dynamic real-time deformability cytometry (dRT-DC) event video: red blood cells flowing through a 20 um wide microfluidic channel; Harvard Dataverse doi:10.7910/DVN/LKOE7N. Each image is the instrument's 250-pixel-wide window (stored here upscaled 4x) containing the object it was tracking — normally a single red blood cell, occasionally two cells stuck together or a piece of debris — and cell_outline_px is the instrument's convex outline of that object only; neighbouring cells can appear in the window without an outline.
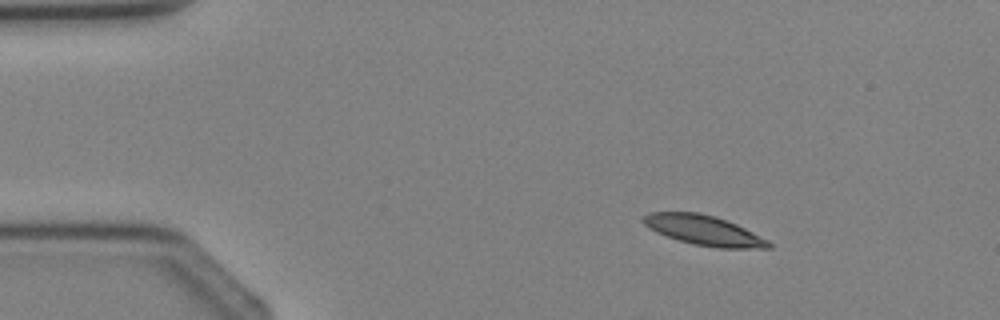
{"species": "Egyptian fruit bat (a non-hibernating species)", "species_latin": "Rousettus aegyptiacus", "temperature_condition": "cold", "stored_images_in_passage": 2, "camera_frame_rate_fps": 3000, "um_per_image_px": 0.085, "animal": {"sex": "female"}, "frame": {"image": 1, "passage_image": 1, "time_ms": 0.0, "image_size_px": [1000, 320], "cell_outline_px": [[772, 248], [716, 248], [696, 244], [680, 240], [656, 232], [644, 224], [640, 220], [648, 212], [700, 212], [736, 224], [768, 240], [772, 244]], "centroid_in_image_um": [59.81, 19.57], "position_along_channel_um": 25.2, "area_um2": 21.5}}